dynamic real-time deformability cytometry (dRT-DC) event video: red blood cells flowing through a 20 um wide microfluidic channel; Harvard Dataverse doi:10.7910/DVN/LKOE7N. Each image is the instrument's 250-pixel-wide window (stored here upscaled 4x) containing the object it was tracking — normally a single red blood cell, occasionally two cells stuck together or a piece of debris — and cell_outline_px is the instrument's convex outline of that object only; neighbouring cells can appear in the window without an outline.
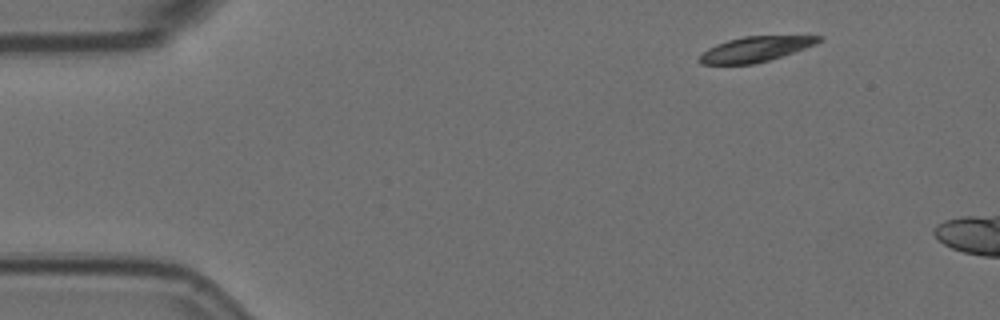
{"species": "Egyptian fruit bat (a non-hibernating species)", "species_latin": "Rousettus aegyptiacus", "temperature_condition": "room temperature", "stored_images_in_passage": 2, "camera_frame_rate_fps": 3000, "um_per_image_px": 0.085, "animal": {"sex": "female"}, "frame": {"image": 1, "passage_image": 1, "time_ms": 0.0, "image_size_px": [1000, 320], "cell_outline_px": [[824, 36], [816, 44], [768, 60], [752, 64], [700, 64], [696, 60], [708, 48], [716, 44], [728, 40], [744, 36]], "centroid_in_image_um": [64.15, 4.18], "position_along_channel_um": 20.8, "area_um2": 17.17}}